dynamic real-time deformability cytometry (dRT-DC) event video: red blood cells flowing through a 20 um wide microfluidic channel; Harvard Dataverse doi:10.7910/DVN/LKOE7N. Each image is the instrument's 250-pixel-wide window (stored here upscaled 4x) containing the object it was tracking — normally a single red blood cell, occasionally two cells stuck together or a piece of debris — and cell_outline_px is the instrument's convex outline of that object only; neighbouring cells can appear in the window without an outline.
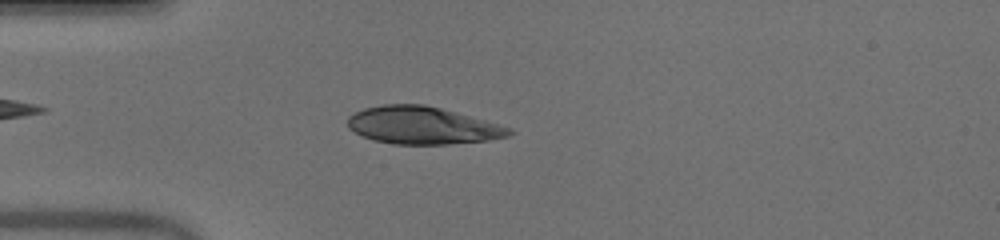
{"species": "human", "species_latin": "Homo sapiens", "temperature_condition": "warm", "stored_images_in_passage": 44, "camera_frame_rate_fps": 3000, "um_per_image_px": 0.085, "donor": {"sex": "male"}, "frame": {"image": 1, "passage_image": 8, "time_ms": 2.333, "image_size_px": [1000, 240], "cell_outline_px": [[512, 132], [508, 136], [488, 140], [448, 144], [392, 144], [376, 140], [364, 136], [348, 128], [348, 116], [364, 108], [384, 104], [424, 104], [456, 112], [512, 128]], "centroid_in_image_um": [35.89, 10.66], "position_along_channel_um": 49.1, "area_um2": 34.91}}
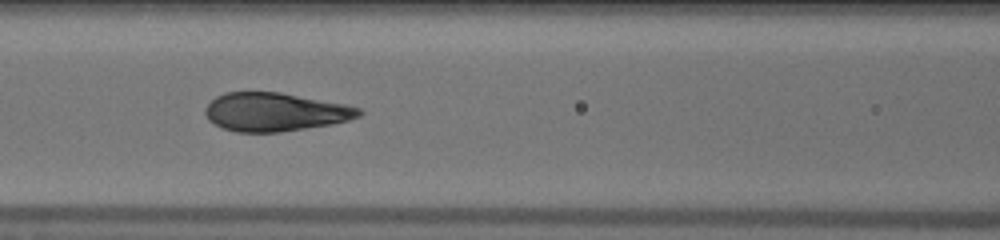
{"frame": {"image": 2, "passage_image": 16, "time_ms": 5.0, "image_size_px": [1000, 240], "cell_outline_px": [[364, 112], [360, 116], [348, 120], [332, 124], [280, 132], [236, 132], [224, 128], [208, 120], [204, 112], [204, 108], [216, 96], [224, 92], [280, 92], [344, 104], [360, 108]], "centroid_in_image_um": [23.37, 9.51], "position_along_channel_um": 143.2, "area_um2": 34.39}}
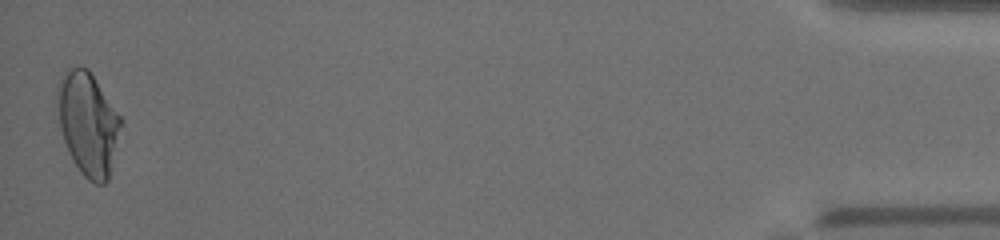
{"frame": {"image": 3, "passage_image": 44, "time_ms": 14.333, "image_size_px": [1000, 240], "cell_outline_px": [[124, 124], [108, 180], [104, 184], [96, 184], [88, 180], [80, 172], [72, 160], [68, 152], [60, 128], [52, 100], [56, 84], [60, 76], [68, 68], [88, 68], [124, 120]], "centroid_in_image_um": [7.45, 10.48], "position_along_channel_um": 427.7, "area_um2": 39.54}, "authors_computed_cell_mechanics": {"area_um2": 35.9516, "velocity_mm_per_s": 4.0357, "shape_relaxation_time_tau1_ms": 5.2111, "shape_relaxation_time_tau2_ms": null, "deformation_change_tau1": 0.257, "deformation_change_tau2": null}}